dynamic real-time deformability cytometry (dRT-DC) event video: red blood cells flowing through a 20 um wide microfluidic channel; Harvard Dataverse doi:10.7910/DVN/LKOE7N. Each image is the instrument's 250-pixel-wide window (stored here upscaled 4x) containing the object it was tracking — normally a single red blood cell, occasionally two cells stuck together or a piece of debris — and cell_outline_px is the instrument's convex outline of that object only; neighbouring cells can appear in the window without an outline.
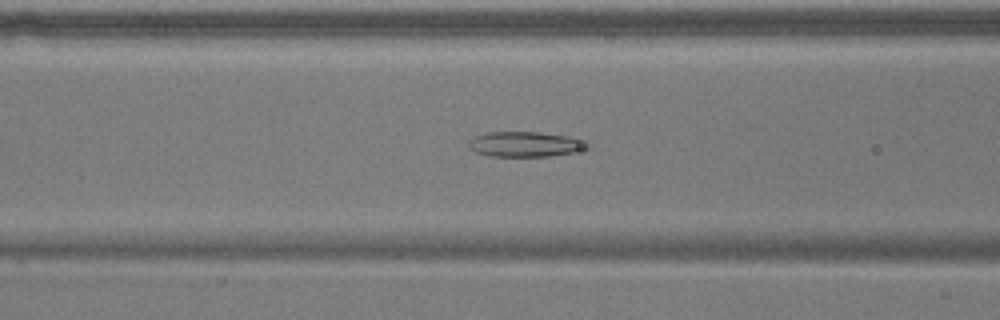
{"species": "common noctule bat (a hibernating species)", "species_latin": "Nyctalus noctula", "temperature_condition": "warm", "stored_images_in_passage": 54, "camera_frame_rate_fps": 3000, "um_per_image_px": 0.085, "animal": {"sex": "male", "body_mass_g": 17.9}, "frame": {"image": 1, "passage_image": 21, "time_ms": 6.667, "image_size_px": [1000, 320], "cell_outline_px": [[592, 148], [572, 152], [548, 156], [488, 156], [476, 152], [468, 148], [468, 140], [476, 136], [488, 132], [540, 132], [568, 136], [588, 140], [592, 144]], "centroid_in_image_um": [44.71, 12.25], "position_along_channel_um": 121.9, "area_um2": 17.69}}
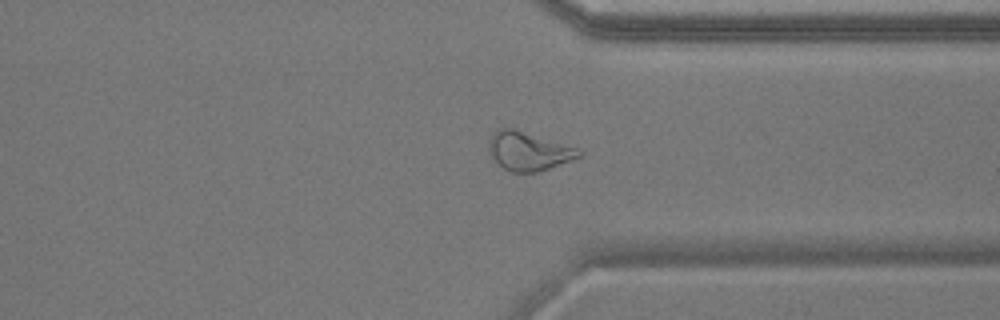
{"frame": {"image": 2, "passage_image": 41, "time_ms": 13.333, "image_size_px": [1000, 320], "cell_outline_px": [[584, 156], [536, 172], [512, 172], [504, 168], [492, 156], [488, 148], [488, 140], [496, 128], [512, 128], [580, 148], [584, 152]], "centroid_in_image_um": [44.96, 12.83], "position_along_channel_um": 366.4, "area_um2": 20.29}}
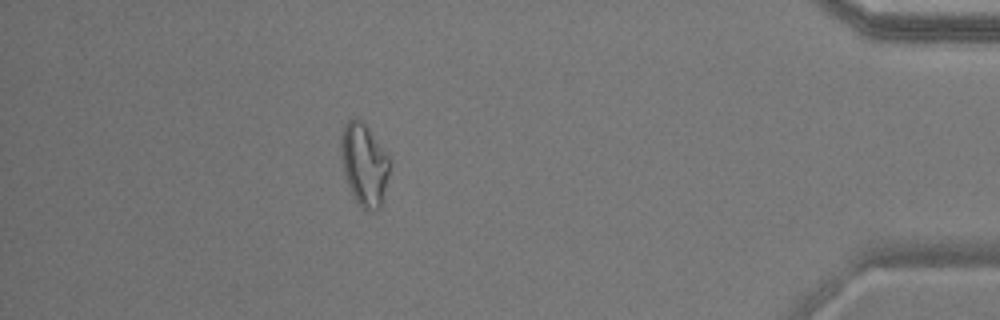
{"frame": {"image": 3, "passage_image": 48, "time_ms": 15.667, "image_size_px": [1000, 320], "cell_outline_px": [[388, 176], [380, 208], [372, 212], [364, 208], [356, 200], [348, 184], [344, 172], [340, 148], [340, 140], [344, 124], [352, 116], [360, 116], [364, 120], [388, 156]], "centroid_in_image_um": [30.93, 13.88], "position_along_channel_um": 404.3, "area_um2": 23.24}, "authors_computed_cell_mechanics": {"area_um2": 21.964, "velocity_mm_per_s": 3.6854, "shape_relaxation_time_tau1_ms": null, "shape_relaxation_time_tau2_ms": 3.5143, "deformation_change_tau1": null, "deformation_change_tau2": 0.1247}}